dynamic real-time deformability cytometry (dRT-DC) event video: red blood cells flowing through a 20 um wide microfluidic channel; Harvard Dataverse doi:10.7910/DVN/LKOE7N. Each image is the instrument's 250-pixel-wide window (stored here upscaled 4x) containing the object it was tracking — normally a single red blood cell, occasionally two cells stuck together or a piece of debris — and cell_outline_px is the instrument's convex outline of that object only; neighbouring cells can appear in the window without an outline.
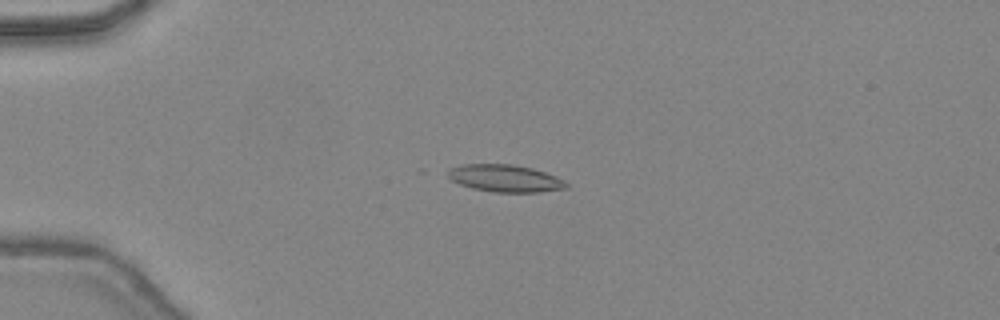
{"species": "common noctule bat (a hibernating species)", "species_latin": "Nyctalus noctula", "temperature_condition": "warm", "stored_images_in_passage": 26, "camera_frame_rate_fps": 3000, "um_per_image_px": 0.085, "animal": {"sex": "female", "body_mass_g": 24.6, "forearm_length_mm": 56.2}, "frame": {"image": 1, "passage_image": 12, "time_ms": 3.667, "image_size_px": [1000, 320], "cell_outline_px": [[568, 188], [540, 192], [492, 192], [472, 188], [460, 184], [452, 180], [448, 176], [448, 168], [464, 164], [512, 164], [532, 168], [556, 176], [564, 180], [568, 184]], "centroid_in_image_um": [42.94, 15.16], "position_along_channel_um": 42.1, "area_um2": 18.84}}
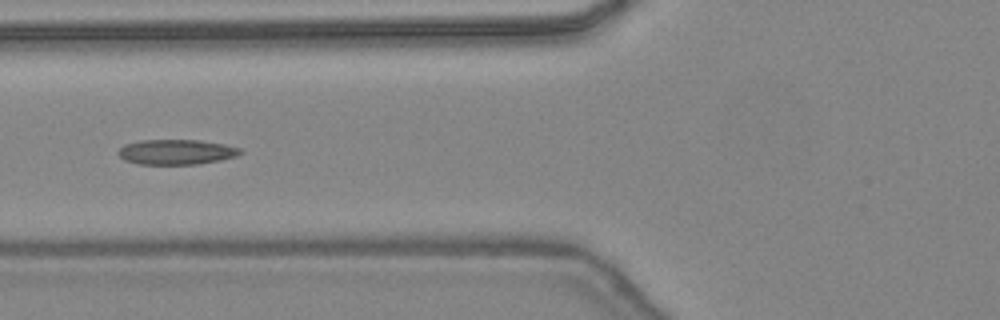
{"frame": {"image": 2, "passage_image": 19, "time_ms": 6.0, "image_size_px": [1000, 320], "cell_outline_px": [[244, 152], [236, 156], [220, 160], [200, 164], [140, 164], [124, 160], [116, 152], [124, 144], [140, 140], [200, 140], [224, 144], [240, 148]], "centroid_in_image_um": [14.99, 12.91], "position_along_channel_um": 110.8, "area_um2": 17.92}}
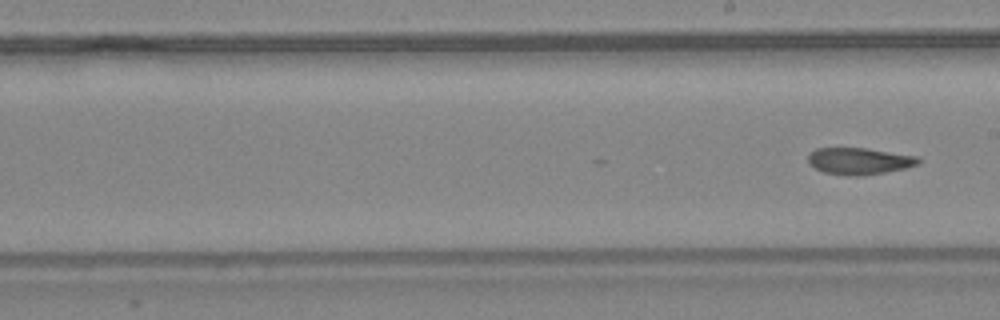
{"frame": {"image": 3, "passage_image": 26, "time_ms": 8.333, "image_size_px": [1000, 320], "cell_outline_px": [[920, 164], [904, 168], [864, 176], [848, 176], [824, 172], [808, 164], [808, 156], [816, 148], [864, 148], [916, 156], [920, 160]], "centroid_in_image_um": [73.01, 13.7], "position_along_channel_um": 216.0, "area_um2": 17.05}}